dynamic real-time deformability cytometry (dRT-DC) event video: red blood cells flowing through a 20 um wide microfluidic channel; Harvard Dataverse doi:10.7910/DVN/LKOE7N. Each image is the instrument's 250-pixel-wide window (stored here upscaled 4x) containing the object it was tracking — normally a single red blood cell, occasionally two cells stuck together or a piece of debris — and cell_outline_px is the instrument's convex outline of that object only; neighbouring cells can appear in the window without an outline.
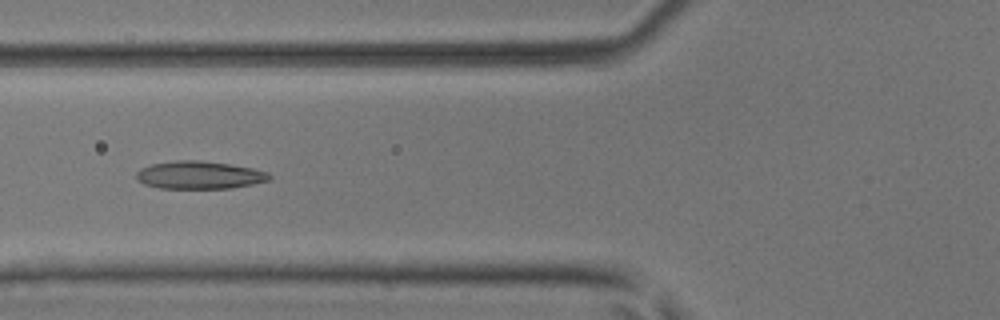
{"species": "common noctule bat (a hibernating species)", "species_latin": "Nyctalus noctula", "temperature_condition": "room temperature", "stored_images_in_passage": 50, "camera_frame_rate_fps": 3000, "um_per_image_px": 0.085, "animal": {"sex": "male", "body_mass_g": 17.9, "forearm_length_mm": 54.2}, "frame": {"image": 1, "passage_image": 19, "time_ms": 6.0, "image_size_px": [1000, 320], "cell_outline_px": [[272, 180], [232, 188], [160, 188], [144, 184], [136, 180], [136, 172], [140, 168], [152, 164], [176, 160], [196, 160], [228, 164], [252, 168], [268, 172], [272, 176]], "centroid_in_image_um": [16.94, 14.88], "position_along_channel_um": 108.9, "area_um2": 21.56}}
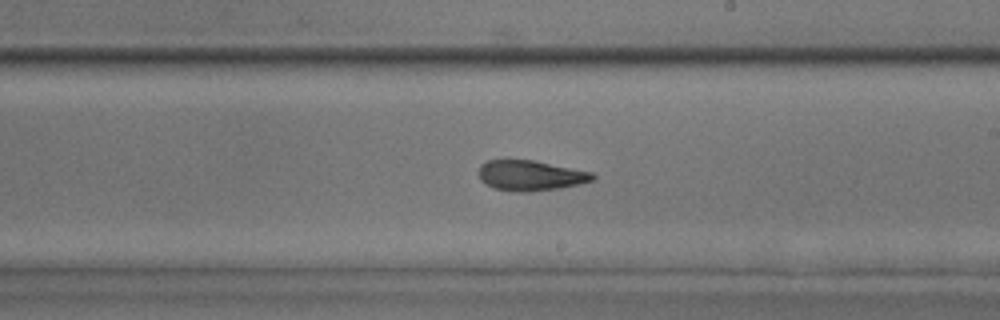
{"frame": {"image": 2, "passage_image": 29, "time_ms": 9.333, "image_size_px": [1000, 320], "cell_outline_px": [[596, 180], [580, 184], [560, 188], [528, 192], [516, 192], [492, 188], [484, 184], [480, 180], [480, 164], [488, 160], [532, 160], [592, 172], [596, 176]], "centroid_in_image_um": [45.1, 14.93], "position_along_channel_um": 243.9, "area_um2": 20.23}}
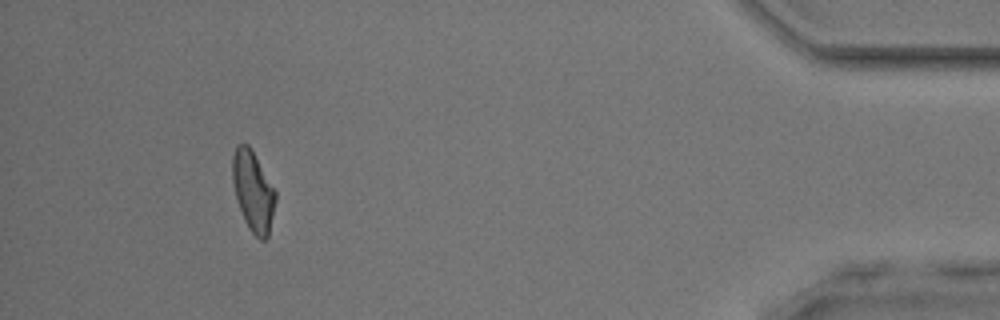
{"frame": {"image": 3, "passage_image": 46, "time_ms": 15.0, "image_size_px": [1000, 320], "cell_outline_px": [[276, 200], [268, 236], [264, 240], [260, 240], [248, 228], [244, 220], [236, 196], [232, 180], [232, 156], [236, 144], [248, 144], [276, 192]], "centroid_in_image_um": [21.5, 16.25], "position_along_channel_um": 413.7, "area_um2": 19.83}, "authors_computed_cell_mechanics": {"area_um2": 20.6635, "velocity_mm_per_s": 4.0706, "shape_relaxation_time_tau1_ms": 7.8172, "shape_relaxation_time_tau2_ms": 2.6609, "deformation_change_tau1": 0.2153, "deformation_change_tau2": 0.0903}}